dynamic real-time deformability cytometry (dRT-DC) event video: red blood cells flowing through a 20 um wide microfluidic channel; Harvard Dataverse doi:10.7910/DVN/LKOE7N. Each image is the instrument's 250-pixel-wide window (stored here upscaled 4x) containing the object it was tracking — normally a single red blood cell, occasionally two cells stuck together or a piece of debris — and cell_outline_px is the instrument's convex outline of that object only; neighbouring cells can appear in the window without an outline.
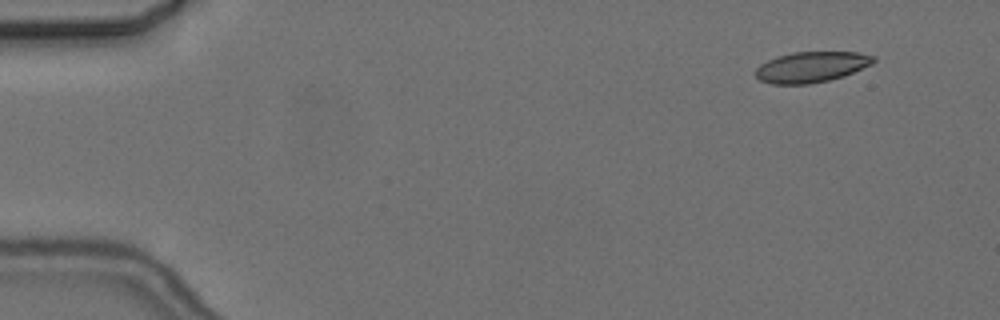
{"species": "common noctule bat (a hibernating species)", "species_latin": "Nyctalus noctula", "temperature_condition": "cold", "stored_images_in_passage": 2, "camera_frame_rate_fps": 3000, "um_per_image_px": 0.085, "animal": {"sex": "female", "body_mass_g": 24.6, "forearm_length_mm": 56.2}, "frame": {"image": 1, "passage_image": 1, "time_ms": 0.0, "image_size_px": [1000, 320], "cell_outline_px": [[876, 60], [872, 64], [844, 76], [828, 80], [808, 84], [772, 84], [760, 80], [756, 76], [756, 68], [760, 64], [768, 60], [792, 52], [856, 52], [876, 56]], "centroid_in_image_um": [68.99, 5.69], "position_along_channel_um": 16.0, "area_um2": 20.98}}